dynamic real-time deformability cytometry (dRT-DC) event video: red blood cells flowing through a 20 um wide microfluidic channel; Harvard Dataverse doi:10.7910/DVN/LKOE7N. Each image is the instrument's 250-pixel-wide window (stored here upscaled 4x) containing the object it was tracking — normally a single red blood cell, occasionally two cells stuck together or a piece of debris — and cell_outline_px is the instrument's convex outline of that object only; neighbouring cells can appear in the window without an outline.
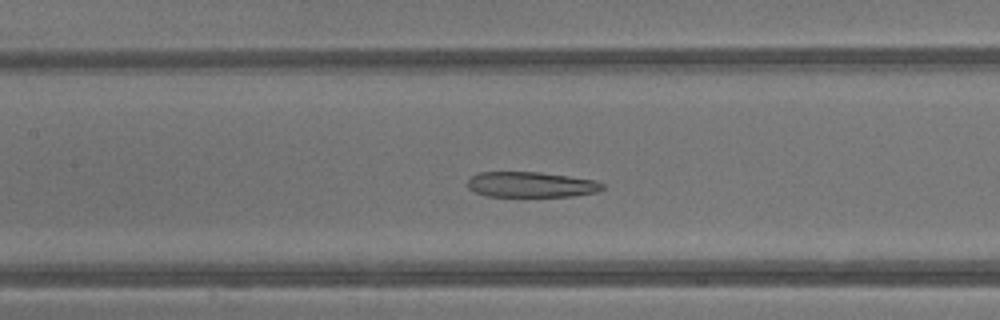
{"species": "common noctule bat (a hibernating species)", "species_latin": "Nyctalus noctula", "temperature_condition": "warm", "stored_images_in_passage": 42, "camera_frame_rate_fps": 3000, "um_per_image_px": 0.085, "animal": {"sex": "male", "body_mass_g": 13.3}, "frame": {"image": 1, "passage_image": 20, "time_ms": 6.333, "image_size_px": [1000, 320], "cell_outline_px": [[604, 188], [596, 192], [572, 196], [488, 196], [476, 192], [468, 188], [468, 180], [472, 176], [480, 172], [540, 172], [596, 180], [604, 184]], "centroid_in_image_um": [45.16, 15.68], "position_along_channel_um": 162.2, "area_um2": 19.88}}
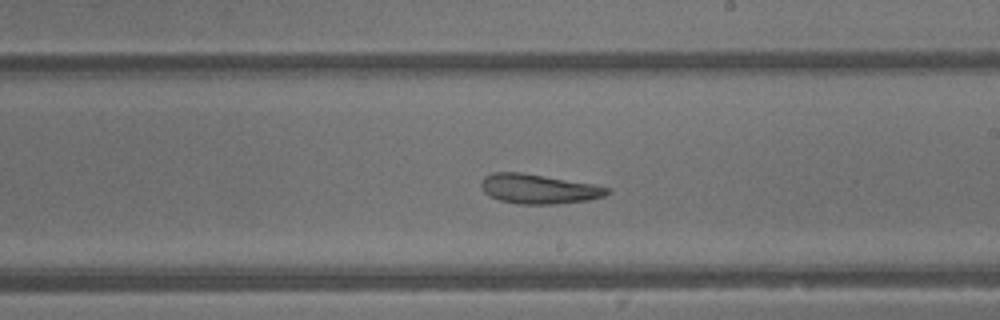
{"frame": {"image": 2, "passage_image": 25, "time_ms": 8.0, "image_size_px": [1000, 320], "cell_outline_px": [[612, 192], [604, 196], [588, 200], [556, 204], [520, 204], [500, 200], [488, 196], [484, 192], [480, 184], [480, 180], [484, 176], [492, 172], [520, 172], [596, 184], [608, 188]], "centroid_in_image_um": [45.77, 16.05], "position_along_channel_um": 243.2, "area_um2": 21.91}}
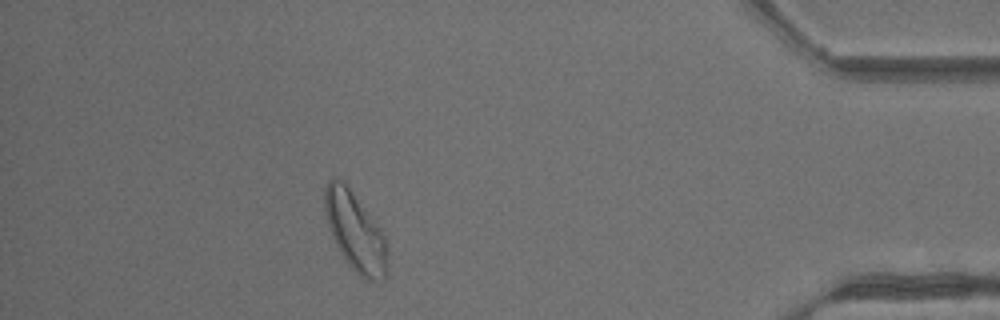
{"frame": {"image": 3, "passage_image": 38, "time_ms": 12.333, "image_size_px": [1000, 320], "cell_outline_px": [[388, 276], [384, 280], [368, 280], [360, 276], [348, 264], [336, 244], [332, 236], [324, 212], [324, 188], [328, 180], [336, 176], [352, 192], [380, 228], [384, 236], [388, 252]], "centroid_in_image_um": [30.21, 19.72], "position_along_channel_um": 405.0, "area_um2": 28.67}, "authors_computed_cell_mechanics": {"area_um2": 26.9348, "velocity_mm_per_s": 4.8797, "shape_relaxation_time_tau1_ms": null, "shape_relaxation_time_tau2_ms": 4.2835, "deformation_change_tau1": null, "deformation_change_tau2": 0.1479}}